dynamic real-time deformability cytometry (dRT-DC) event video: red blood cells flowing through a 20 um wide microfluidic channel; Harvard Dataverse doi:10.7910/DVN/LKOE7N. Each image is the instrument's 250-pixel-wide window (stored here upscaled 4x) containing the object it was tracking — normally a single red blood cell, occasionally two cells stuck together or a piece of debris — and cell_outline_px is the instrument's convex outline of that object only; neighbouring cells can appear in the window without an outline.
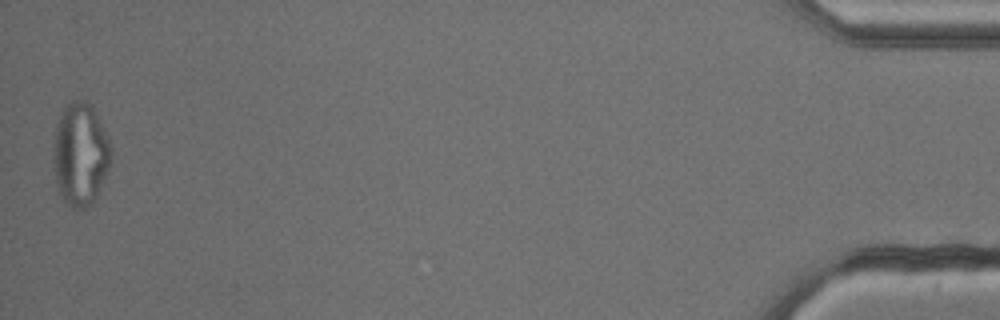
{"species": "common noctule bat (a hibernating species)", "species_latin": "Nyctalus noctula", "temperature_condition": "cold", "stored_images_in_passage": 52, "camera_frame_rate_fps": 3000, "um_per_image_px": 0.085, "animal": {"sex": "male", "body_mass_g": 13.3}, "frame": {"image": 1, "passage_image": 52, "time_ms": 17.0, "image_size_px": [1000, 320], "cell_outline_px": [[112, 152], [108, 168], [96, 196], [92, 204], [84, 208], [72, 208], [64, 200], [56, 184], [52, 168], [52, 156], [56, 128], [60, 112], [72, 100], [84, 100], [92, 104], [108, 136], [112, 148]], "centroid_in_image_um": [6.81, 13.08], "position_along_channel_um": 428.4, "area_um2": 34.8}}